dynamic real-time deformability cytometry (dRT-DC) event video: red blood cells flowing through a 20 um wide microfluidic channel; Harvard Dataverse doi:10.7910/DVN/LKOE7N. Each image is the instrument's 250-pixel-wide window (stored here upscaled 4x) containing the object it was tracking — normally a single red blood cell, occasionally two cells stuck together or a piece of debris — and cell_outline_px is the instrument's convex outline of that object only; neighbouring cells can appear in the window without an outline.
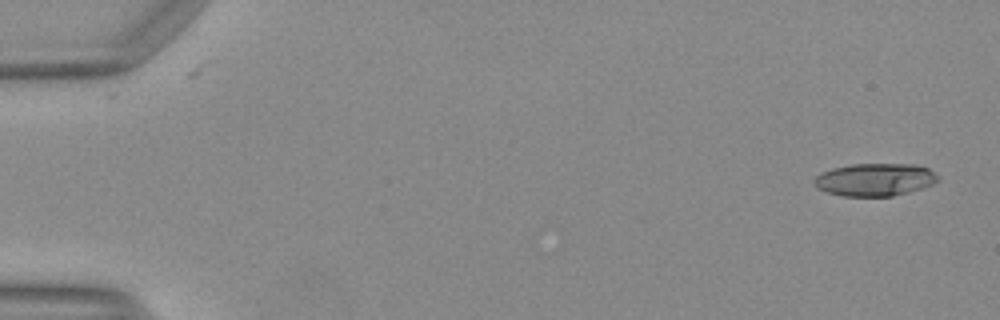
{"species": "Egyptian fruit bat (a non-hibernating species)", "species_latin": "Rousettus aegyptiacus", "temperature_condition": "warm", "stored_images_in_passage": 11, "camera_frame_rate_fps": 3000, "um_per_image_px": 0.085, "animal": {"sex": "female"}, "frame": {"image": 1, "passage_image": 1, "time_ms": 0.0, "image_size_px": [1000, 320], "cell_outline_px": [[940, 180], [924, 188], [892, 196], [844, 196], [828, 192], [816, 188], [812, 180], [820, 172], [832, 168], [852, 164], [916, 164], [928, 168]], "centroid_in_image_um": [74.34, 15.26], "position_along_channel_um": 10.7, "area_um2": 23.64}}